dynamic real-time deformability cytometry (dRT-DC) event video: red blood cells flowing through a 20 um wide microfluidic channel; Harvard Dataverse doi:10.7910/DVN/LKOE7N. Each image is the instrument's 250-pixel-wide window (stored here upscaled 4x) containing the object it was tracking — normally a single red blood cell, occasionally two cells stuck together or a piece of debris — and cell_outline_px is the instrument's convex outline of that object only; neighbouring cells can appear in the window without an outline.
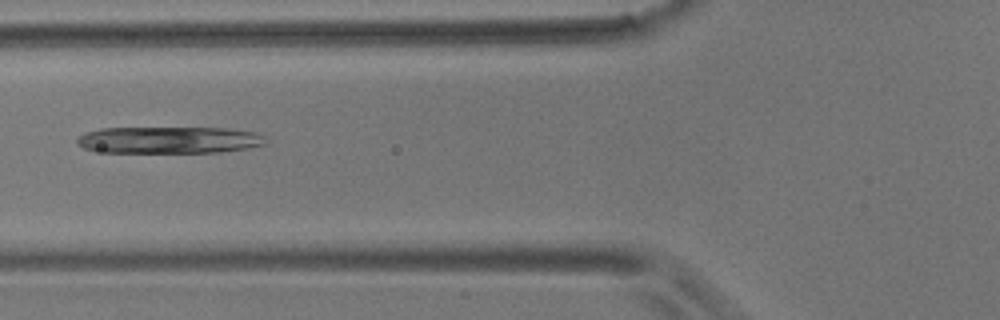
{"species": "common noctule bat (a hibernating species)", "species_latin": "Nyctalus noctula", "temperature_condition": "room temperature", "stored_images_in_passage": 4, "camera_frame_rate_fps": 3000, "um_per_image_px": 0.085, "animal": {"sex": "male", "body_mass_g": 17.9}, "frame": {"image": 1, "passage_image": 4, "time_ms": 3.333, "image_size_px": [1000, 320], "cell_outline_px": [[268, 144], [248, 148], [220, 152], [104, 152], [84, 148], [76, 144], [76, 140], [84, 132], [100, 128], [228, 128], [256, 132], [268, 136]], "centroid_in_image_um": [14.44, 11.89], "position_along_channel_um": 111.4, "area_um2": 29.77}}